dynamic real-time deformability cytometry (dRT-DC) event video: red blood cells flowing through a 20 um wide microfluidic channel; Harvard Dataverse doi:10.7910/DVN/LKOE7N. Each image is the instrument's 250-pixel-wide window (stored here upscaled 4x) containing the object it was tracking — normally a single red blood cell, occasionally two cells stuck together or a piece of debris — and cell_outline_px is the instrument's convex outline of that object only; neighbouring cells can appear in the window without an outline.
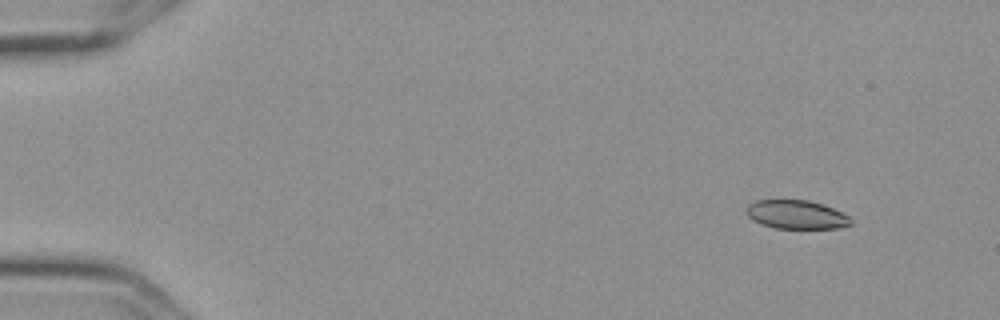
{"species": "Egyptian fruit bat (a non-hibernating species)", "species_latin": "Rousettus aegyptiacus", "temperature_condition": "cold", "stored_images_in_passage": 6, "camera_frame_rate_fps": 3000, "um_per_image_px": 0.085, "frame": {"image": 1, "passage_image": 1, "time_ms": 0.0, "image_size_px": [1000, 320], "cell_outline_px": [[852, 224], [840, 228], [776, 228], [760, 224], [752, 220], [744, 212], [744, 208], [748, 204], [756, 200], [808, 200], [832, 208], [848, 216], [852, 220]], "centroid_in_image_um": [67.63, 18.24], "position_along_channel_um": 17.4, "area_um2": 17.51}}
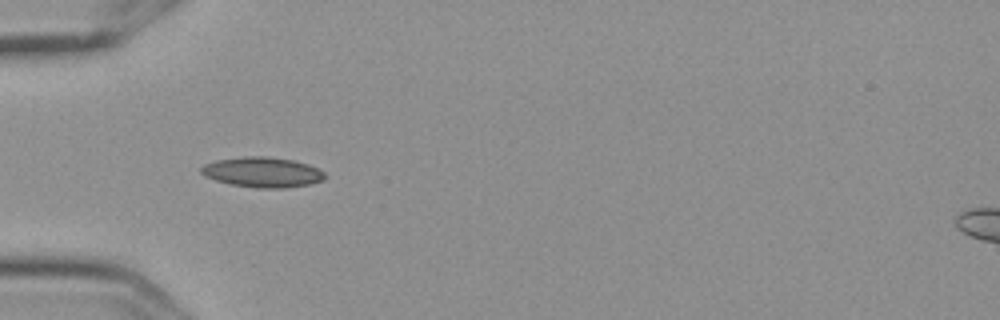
{"frame": {"image": 2, "passage_image": 5, "time_ms": 1.333, "image_size_px": [1000, 320], "cell_outline_px": [[324, 180], [308, 184], [284, 188], [256, 188], [232, 184], [216, 180], [204, 176], [200, 172], [200, 168], [204, 164], [216, 160], [244, 156], [268, 156], [292, 160], [308, 164], [324, 172]], "centroid_in_image_um": [22.28, 14.63], "position_along_channel_um": 62.7, "area_um2": 21.68}}
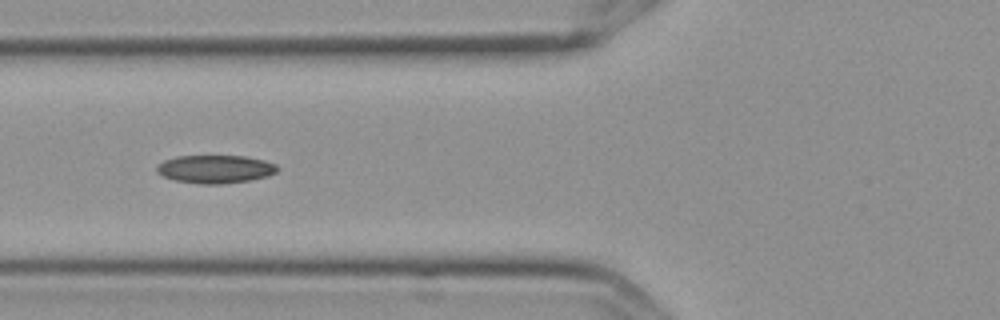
{"frame": {"image": 3, "passage_image": 6, "time_ms": 1.667, "image_size_px": [1000, 320], "cell_outline_px": [[280, 168], [276, 172], [268, 176], [248, 180], [220, 184], [200, 184], [172, 180], [156, 172], [156, 168], [164, 160], [176, 156], [244, 156], [264, 160], [276, 164]], "centroid_in_image_um": [18.3, 14.37], "position_along_channel_um": 107.5, "area_um2": 19.77}}